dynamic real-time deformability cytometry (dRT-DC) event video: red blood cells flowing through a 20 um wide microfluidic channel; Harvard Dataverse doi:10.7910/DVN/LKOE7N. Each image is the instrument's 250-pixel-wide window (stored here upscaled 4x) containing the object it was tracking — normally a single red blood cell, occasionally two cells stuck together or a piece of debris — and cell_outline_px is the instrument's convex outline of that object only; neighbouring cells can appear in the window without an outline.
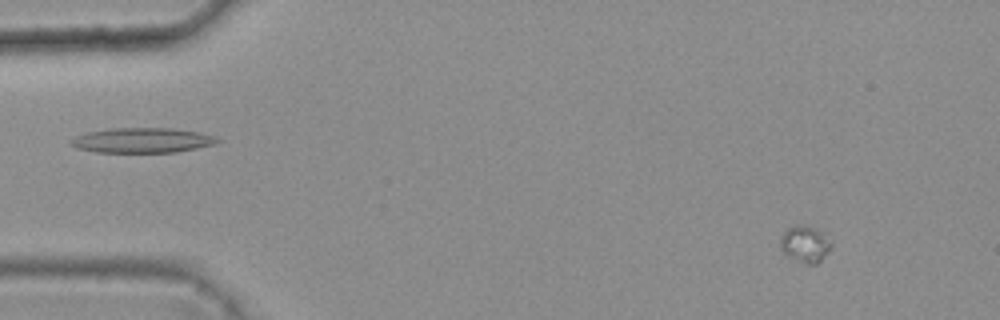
{"species": "common noctule bat (a hibernating species)", "species_latin": "Nyctalus noctula", "temperature_condition": "warm", "stored_images_in_passage": 47, "camera_frame_rate_fps": 3000, "um_per_image_px": 0.085, "animal": {"sex": "female", "body_mass_g": 25.1}, "frame": {"image": 1, "passage_image": 6, "time_ms": 1.667, "image_size_px": [1000, 320], "cell_outline_px": [[832, 248], [816, 264], [808, 264], [788, 256], [780, 248], [780, 236], [788, 228], [796, 224], [812, 228], [820, 232], [832, 240]], "centroid_in_image_um": [68.43, 20.75], "position_along_channel_um": 16.6, "area_um2": 10.64}}